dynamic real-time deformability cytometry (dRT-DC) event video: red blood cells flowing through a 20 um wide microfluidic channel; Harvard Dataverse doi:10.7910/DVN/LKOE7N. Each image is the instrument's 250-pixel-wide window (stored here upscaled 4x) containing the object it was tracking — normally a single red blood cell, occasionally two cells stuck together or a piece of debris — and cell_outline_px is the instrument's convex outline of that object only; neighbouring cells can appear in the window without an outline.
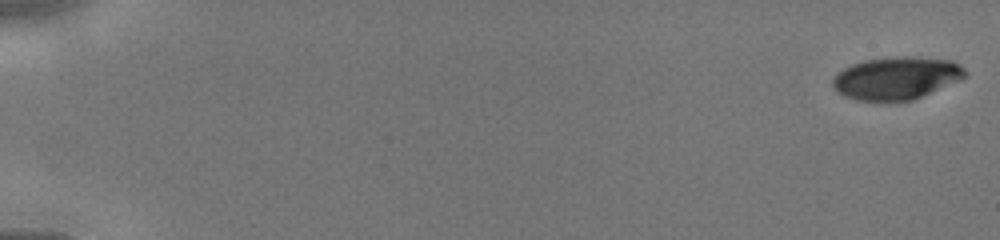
{"species": "human", "species_latin": "Homo sapiens", "temperature_condition": "cold", "stored_images_in_passage": 35, "camera_frame_rate_fps": 3000, "um_per_image_px": 0.085, "donor": {"sex": "male"}, "frame": {"image": 1, "passage_image": 1, "time_ms": 0.0, "image_size_px": [1000, 240], "cell_outline_px": [[968, 76], [960, 80], [912, 100], [856, 100], [844, 96], [836, 92], [832, 88], [832, 80], [844, 68], [852, 64], [864, 60], [896, 56], [912, 56], [952, 60], [960, 64], [968, 72]], "centroid_in_image_um": [76.22, 6.62], "position_along_channel_um": 8.8, "area_um2": 32.95}}
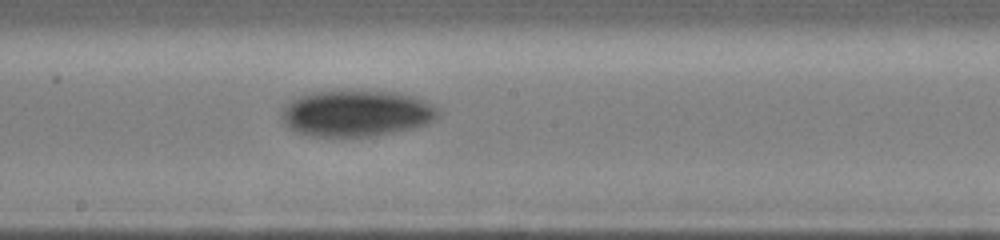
{"frame": {"image": 2, "passage_image": 17, "time_ms": 8.667, "image_size_px": [1000, 240], "cell_outline_px": [[440, 116], [436, 120], [428, 124], [412, 128], [376, 136], [316, 136], [296, 132], [284, 124], [280, 108], [292, 100], [300, 96], [316, 92], [336, 88], [352, 88], [396, 92], [412, 96], [436, 108], [440, 112]], "centroid_in_image_um": [30.27, 9.59], "position_along_channel_um": 217.9, "area_um2": 43.06}}
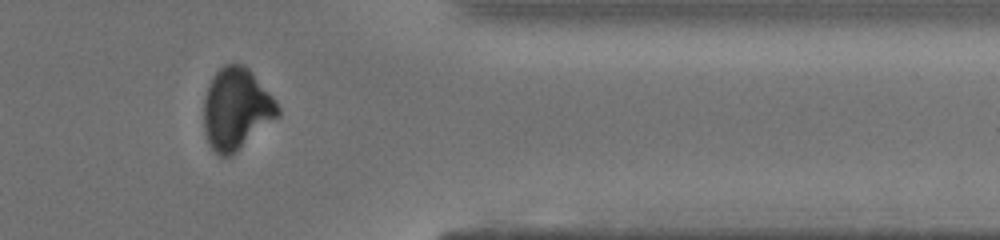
{"frame": {"image": 3, "passage_image": 30, "time_ms": 12.667, "image_size_px": [1000, 240], "cell_outline_px": [[280, 116], [236, 152], [228, 156], [220, 156], [208, 144], [204, 132], [204, 100], [208, 84], [212, 76], [224, 64], [244, 64], [252, 72], [276, 100], [280, 108]], "centroid_in_image_um": [20.09, 9.25], "position_along_channel_um": 391.3, "area_um2": 35.37}}